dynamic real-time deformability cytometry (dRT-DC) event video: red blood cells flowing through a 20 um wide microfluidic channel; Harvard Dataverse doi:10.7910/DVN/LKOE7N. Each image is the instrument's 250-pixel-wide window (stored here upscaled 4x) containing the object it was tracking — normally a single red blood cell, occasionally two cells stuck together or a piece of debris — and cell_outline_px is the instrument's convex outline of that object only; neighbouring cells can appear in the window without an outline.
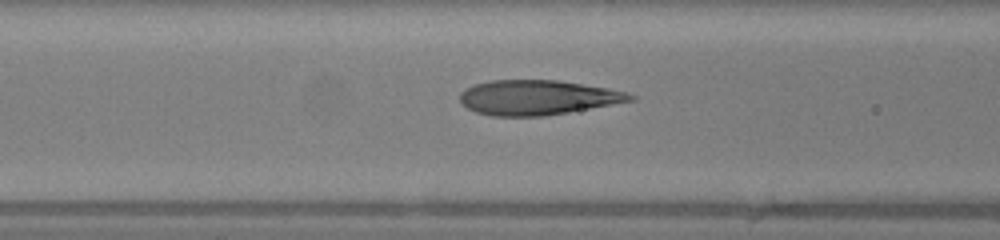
{"species": "human", "species_latin": "Homo sapiens", "temperature_condition": "warm", "stored_images_in_passage": 47, "camera_frame_rate_fps": 3000, "um_per_image_px": 0.085, "donor": {"sex": "female"}, "frame": {"image": 1, "passage_image": 17, "time_ms": 5.333, "image_size_px": [1000, 240], "cell_outline_px": [[636, 100], [568, 112], [544, 116], [492, 116], [476, 112], [468, 108], [460, 100], [460, 92], [464, 88], [476, 84], [492, 80], [556, 80], [608, 88], [624, 92], [636, 96]], "centroid_in_image_um": [45.68, 8.29], "position_along_channel_um": 120.9, "area_um2": 34.33}}
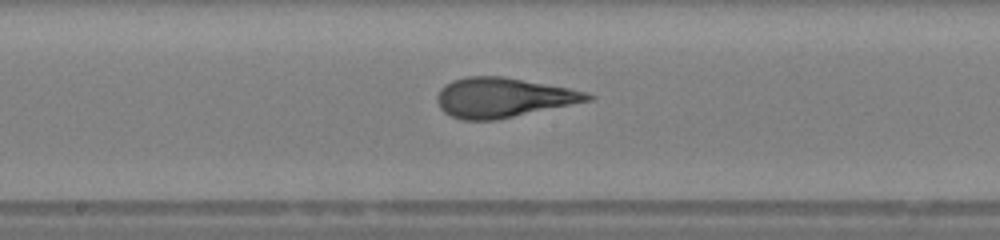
{"frame": {"image": 2, "passage_image": 23, "time_ms": 7.333, "image_size_px": [1000, 240], "cell_outline_px": [[596, 96], [592, 100], [496, 120], [460, 120], [444, 112], [440, 108], [436, 100], [436, 96], [440, 88], [444, 84], [452, 80], [468, 76], [504, 76], [568, 88], [588, 92]], "centroid_in_image_um": [42.73, 8.29], "position_along_channel_um": 205.5, "area_um2": 34.91}}
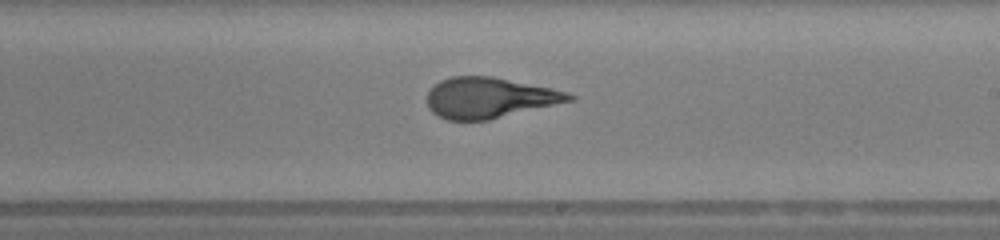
{"frame": {"image": 3, "passage_image": 26, "time_ms": 8.333, "image_size_px": [1000, 240], "cell_outline_px": [[576, 100], [488, 120], [448, 120], [436, 116], [428, 108], [428, 92], [440, 80], [452, 76], [492, 76], [552, 88], [568, 92], [576, 96]], "centroid_in_image_um": [41.62, 8.31], "position_along_channel_um": 247.4, "area_um2": 33.76}, "authors_computed_cell_mechanics": {"area_um2": 34.4488, "velocity_mm_per_s": 4.2243, "shape_relaxation_time_tau1_ms": 8.2963, "shape_relaxation_time_tau2_ms": 0.738, "deformation_change_tau1": 0.3145, "deformation_change_tau2": 0.0861}}